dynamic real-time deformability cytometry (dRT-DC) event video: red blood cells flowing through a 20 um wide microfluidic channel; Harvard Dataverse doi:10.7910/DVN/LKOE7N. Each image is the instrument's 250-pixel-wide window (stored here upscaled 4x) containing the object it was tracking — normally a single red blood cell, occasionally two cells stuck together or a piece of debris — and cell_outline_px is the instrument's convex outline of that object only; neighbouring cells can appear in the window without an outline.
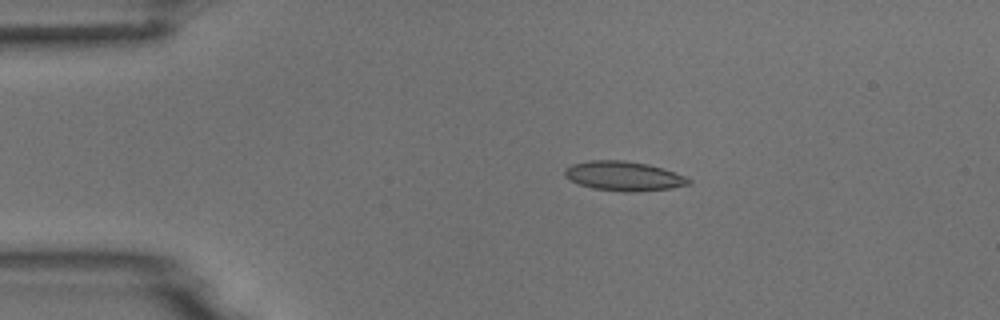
{"species": "common noctule bat (a hibernating species)", "species_latin": "Nyctalus noctula", "temperature_condition": "room temperature", "stored_images_in_passage": 5, "camera_frame_rate_fps": 3000, "um_per_image_px": 0.085, "animal": {"sex": "male", "body_mass_g": 18.8}, "frame": {"image": 1, "passage_image": 3, "time_ms": 3.0, "image_size_px": [1000, 320], "cell_outline_px": [[692, 184], [672, 188], [632, 192], [624, 192], [592, 188], [580, 184], [564, 176], [564, 168], [572, 164], [588, 160], [624, 160], [648, 164], [664, 168], [684, 176], [692, 180]], "centroid_in_image_um": [53.03, 14.96], "position_along_channel_um": 32.0, "area_um2": 21.39}}
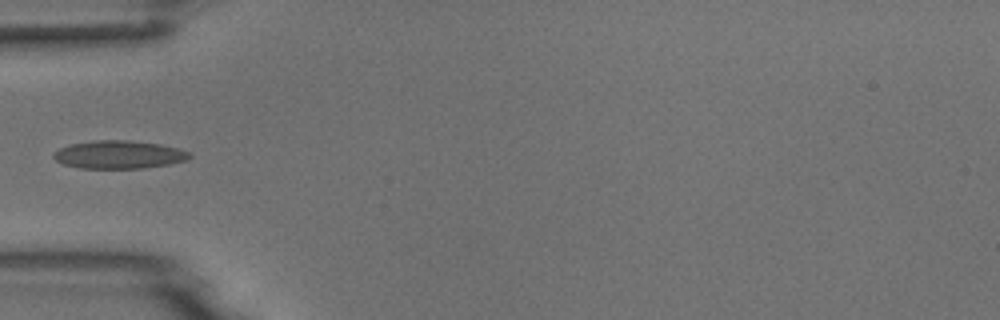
{"frame": {"image": 2, "passage_image": 5, "time_ms": 5.333, "image_size_px": [1000, 320], "cell_outline_px": [[192, 156], [188, 160], [168, 164], [144, 168], [80, 168], [64, 164], [56, 160], [52, 156], [52, 152], [60, 148], [72, 144], [92, 140], [124, 140], [160, 144], [180, 148], [188, 152]], "centroid_in_image_um": [10.11, 13.14], "position_along_channel_um": 74.9, "area_um2": 22.2}}